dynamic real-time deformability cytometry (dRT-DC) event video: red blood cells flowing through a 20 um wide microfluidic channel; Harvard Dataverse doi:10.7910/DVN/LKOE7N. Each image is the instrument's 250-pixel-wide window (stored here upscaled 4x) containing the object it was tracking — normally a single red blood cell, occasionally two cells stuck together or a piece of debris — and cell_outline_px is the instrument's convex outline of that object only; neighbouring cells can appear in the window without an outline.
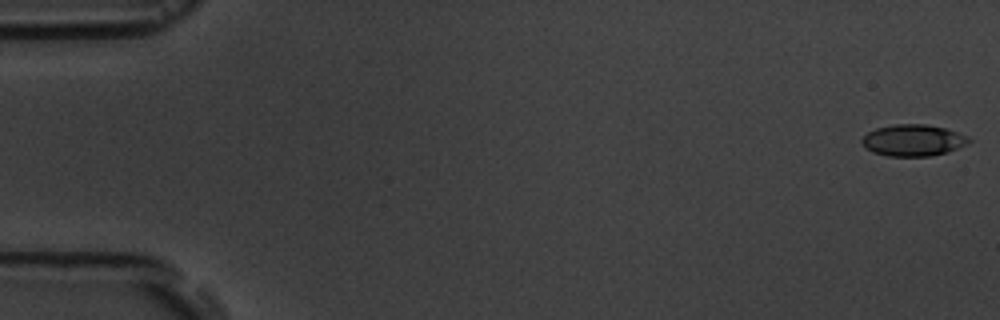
{"species": "common noctule bat (a hibernating species)", "species_latin": "Nyctalus noctula", "temperature_condition": "room temperature", "stored_images_in_passage": 7, "camera_frame_rate_fps": 3000, "um_per_image_px": 0.085, "animal": {"sex": "male", "body_mass_g": 19.5, "forearm_length_mm": 54.6}, "frame": {"image": 1, "passage_image": 1, "time_ms": 0.0, "image_size_px": [1000, 320], "cell_outline_px": [[972, 140], [968, 144], [948, 152], [932, 156], [888, 156], [872, 152], [860, 140], [868, 132], [876, 128], [896, 124], [928, 124], [944, 128], [968, 136]], "centroid_in_image_um": [77.65, 11.93], "position_along_channel_um": 7.4, "area_um2": 19.65}}
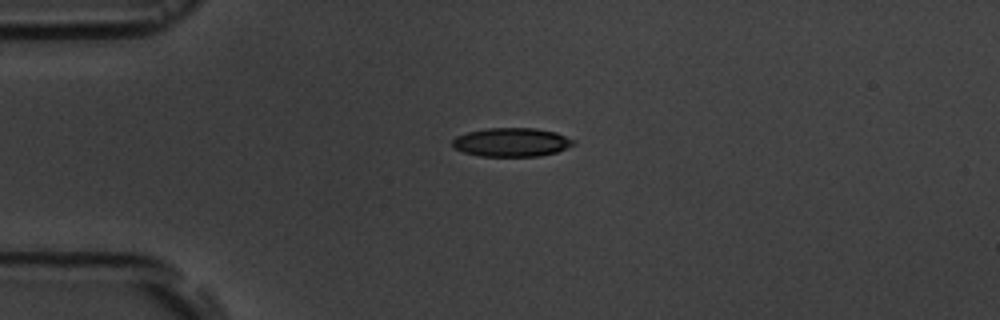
{"frame": {"image": 2, "passage_image": 5, "time_ms": 4.333, "image_size_px": [1000, 320], "cell_outline_px": [[576, 144], [556, 152], [536, 156], [480, 156], [464, 152], [456, 148], [452, 144], [452, 140], [456, 136], [468, 132], [488, 128], [536, 128], [556, 132], [576, 140]], "centroid_in_image_um": [43.51, 12.08], "position_along_channel_um": 41.5, "area_um2": 20.23}}
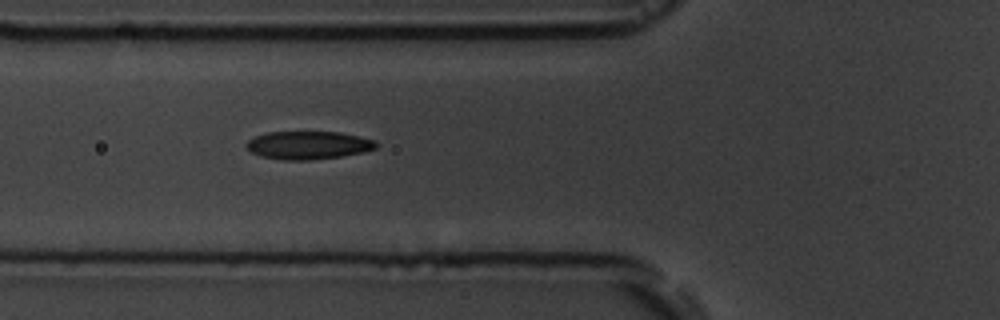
{"frame": {"image": 3, "passage_image": 7, "time_ms": 6.667, "image_size_px": [1000, 320], "cell_outline_px": [[380, 144], [376, 148], [364, 152], [340, 156], [312, 160], [284, 160], [260, 156], [252, 152], [244, 144], [248, 140], [256, 136], [268, 132], [340, 132], [376, 140]], "centroid_in_image_um": [26.23, 12.34], "position_along_channel_um": 99.6, "area_um2": 21.27}}